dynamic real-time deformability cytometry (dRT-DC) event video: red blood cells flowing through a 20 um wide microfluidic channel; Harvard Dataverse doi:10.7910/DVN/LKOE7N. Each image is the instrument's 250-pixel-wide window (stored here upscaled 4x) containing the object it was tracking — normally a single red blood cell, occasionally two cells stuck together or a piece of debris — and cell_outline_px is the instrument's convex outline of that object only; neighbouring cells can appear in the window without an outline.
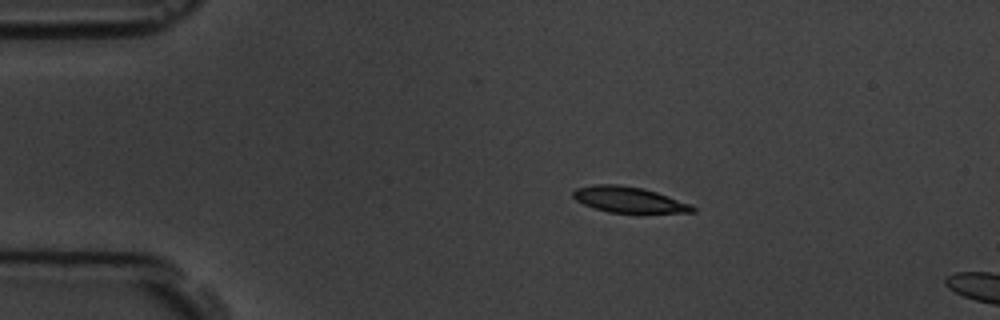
{"species": "common noctule bat (a hibernating species)", "species_latin": "Nyctalus noctula", "temperature_condition": "room temperature", "stored_images_in_passage": 10, "camera_frame_rate_fps": 3000, "um_per_image_px": 0.085, "animal": {"sex": "male", "body_mass_g": 19.5, "forearm_length_mm": 54.6}, "frame": {"image": 1, "passage_image": 2, "time_ms": 2.0, "image_size_px": [1000, 320], "cell_outline_px": [[696, 212], [608, 212], [592, 208], [576, 200], [572, 196], [572, 192], [576, 188], [592, 184], [620, 184], [644, 188], [692, 204], [696, 208]], "centroid_in_image_um": [53.42, 16.95], "position_along_channel_um": 31.6, "area_um2": 17.98}}
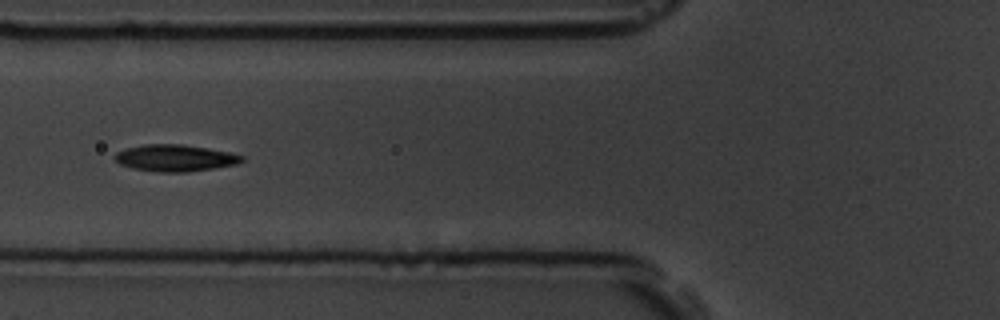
{"frame": {"image": 2, "passage_image": 5, "time_ms": 5.667, "image_size_px": [1000, 320], "cell_outline_px": [[244, 160], [236, 164], [212, 168], [184, 172], [156, 172], [132, 168], [120, 164], [112, 156], [116, 152], [128, 148], [144, 144], [184, 144], [208, 148], [228, 152], [244, 156]], "centroid_in_image_um": [14.85, 13.42], "position_along_channel_um": 110.9, "area_um2": 19.71}}
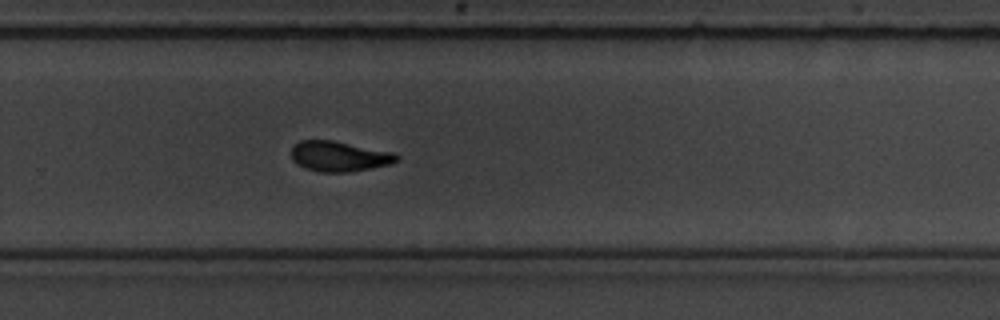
{"frame": {"image": 3, "passage_image": 10, "time_ms": 11.0, "image_size_px": [1000, 320], "cell_outline_px": [[400, 160], [392, 164], [348, 172], [320, 172], [304, 168], [296, 164], [292, 160], [292, 144], [300, 140], [332, 140], [392, 152], [400, 156]], "centroid_in_image_um": [28.81, 13.29], "position_along_channel_um": 301.0, "area_um2": 18.73}}